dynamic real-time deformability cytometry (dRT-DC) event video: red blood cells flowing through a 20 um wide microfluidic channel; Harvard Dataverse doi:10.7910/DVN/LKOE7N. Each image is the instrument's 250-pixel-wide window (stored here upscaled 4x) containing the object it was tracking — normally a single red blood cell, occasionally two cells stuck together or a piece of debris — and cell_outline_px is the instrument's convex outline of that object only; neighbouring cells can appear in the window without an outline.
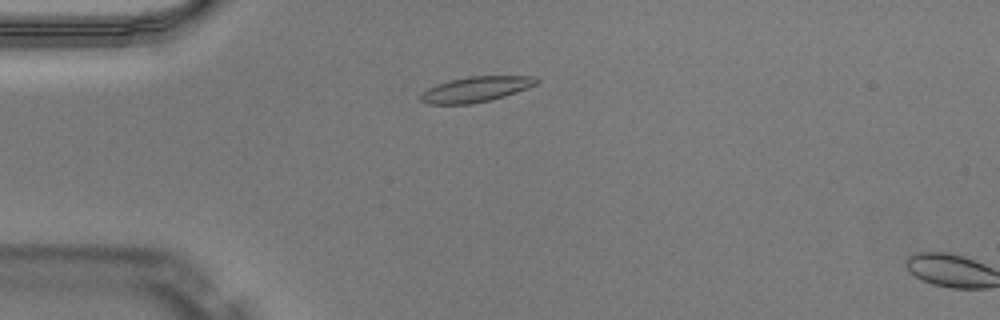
{"species": "Egyptian fruit bat (a non-hibernating species)", "species_latin": "Rousettus aegyptiacus", "temperature_condition": "warm", "stored_images_in_passage": 12, "camera_frame_rate_fps": 3000, "um_per_image_px": 0.085, "animal": {"sex": "male"}, "frame": {"image": 1, "passage_image": 10, "time_ms": 3.0, "image_size_px": [1000, 320], "cell_outline_px": [[540, 80], [536, 84], [528, 88], [492, 100], [472, 104], [428, 104], [420, 100], [420, 96], [428, 88], [448, 80], [468, 76], [532, 76]], "centroid_in_image_um": [40.45, 7.59], "position_along_channel_um": 44.5, "area_um2": 17.11}}